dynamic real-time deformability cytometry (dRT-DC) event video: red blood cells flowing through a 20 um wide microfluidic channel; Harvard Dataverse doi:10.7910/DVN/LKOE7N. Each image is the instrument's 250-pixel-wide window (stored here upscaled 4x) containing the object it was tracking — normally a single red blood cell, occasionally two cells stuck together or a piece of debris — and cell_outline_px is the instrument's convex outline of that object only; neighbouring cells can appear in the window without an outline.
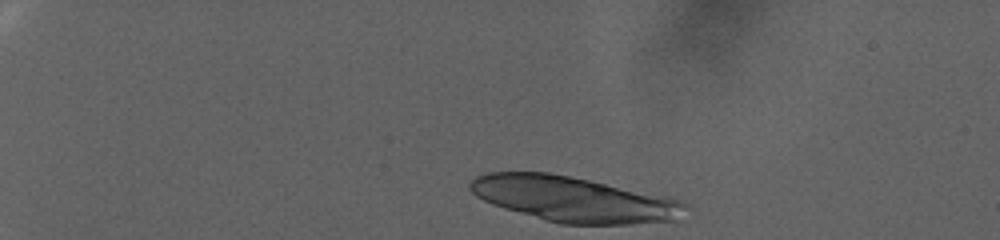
{"species": "human", "species_latin": "Homo sapiens", "temperature_condition": "warm", "stored_images_in_passage": 20, "camera_frame_rate_fps": 3000, "um_per_image_px": 0.085, "donor": {"sex": "female"}, "frame": {"image": 1, "passage_image": 1, "time_ms": 0.0, "image_size_px": [1000, 240], "cell_outline_px": [[684, 204], [672, 220], [628, 224], [560, 224], [544, 220], [504, 208], [492, 204], [476, 196], [468, 188], [468, 184], [476, 176], [488, 172], [548, 172], [668, 196], [680, 200]], "centroid_in_image_um": [48.64, 16.92], "position_along_channel_um": 36.4, "area_um2": 56.01}}